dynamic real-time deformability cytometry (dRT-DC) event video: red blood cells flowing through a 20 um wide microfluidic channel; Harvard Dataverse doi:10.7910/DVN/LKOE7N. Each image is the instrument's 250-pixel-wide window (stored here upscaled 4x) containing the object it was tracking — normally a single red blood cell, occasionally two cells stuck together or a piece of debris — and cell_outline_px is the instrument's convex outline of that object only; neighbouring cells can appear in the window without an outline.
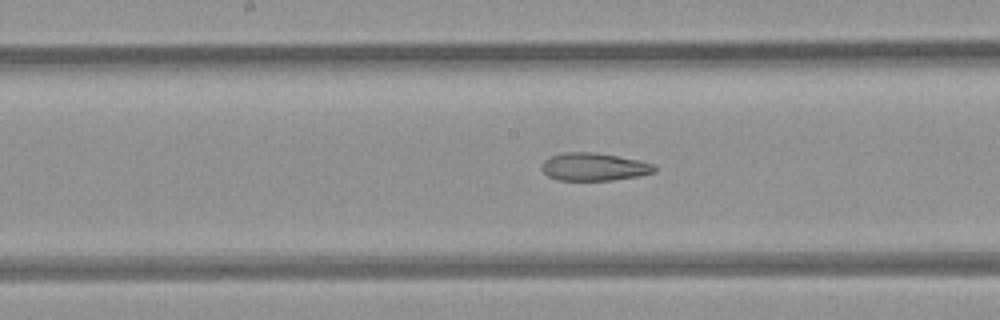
{"species": "common noctule bat (a hibernating species)", "species_latin": "Nyctalus noctula", "temperature_condition": "room temperature", "stored_images_in_passage": 25, "camera_frame_rate_fps": 3000, "um_per_image_px": 0.085, "animal": {"sex": "female", "body_mass_g": 21.9}, "frame": {"image": 1, "passage_image": 25, "time_ms": 8.0, "image_size_px": [1000, 320], "cell_outline_px": [[656, 172], [636, 176], [612, 180], [560, 180], [548, 176], [540, 168], [544, 160], [552, 156], [564, 152], [592, 152], [616, 156], [656, 164]], "centroid_in_image_um": [50.48, 14.18], "position_along_channel_um": 197.7, "area_um2": 18.09}}